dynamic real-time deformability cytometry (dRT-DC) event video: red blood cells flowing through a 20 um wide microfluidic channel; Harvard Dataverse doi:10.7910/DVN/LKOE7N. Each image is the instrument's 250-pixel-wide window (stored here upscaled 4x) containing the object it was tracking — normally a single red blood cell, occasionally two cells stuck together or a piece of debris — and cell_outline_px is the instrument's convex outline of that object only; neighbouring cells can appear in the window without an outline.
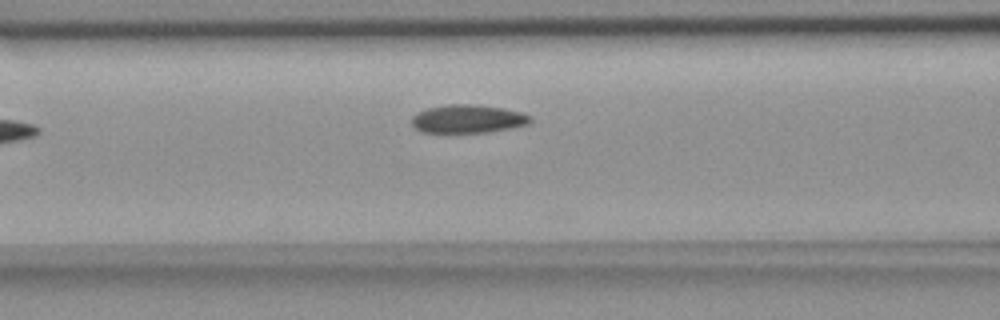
{"species": "common noctule bat (a hibernating species)", "species_latin": "Nyctalus noctula", "temperature_condition": "room temperature", "stored_images_in_passage": 5, "segment_of_instrument_passage": [1, 2], "camera_frame_rate_fps": 3000, "um_per_image_px": 0.085, "animal": {"sex": "female", "body_mass_g": 18.4}, "frame": {"image": 1, "passage_image": 4, "time_ms": 3.667, "image_size_px": [1000, 320], "cell_outline_px": [[532, 120], [528, 124], [512, 128], [488, 132], [420, 132], [412, 124], [412, 116], [416, 112], [428, 108], [448, 104], [476, 104], [504, 108], [520, 112], [532, 116]], "centroid_in_image_um": [39.78, 10.1], "position_along_channel_um": 126.8, "area_um2": 19.65}}